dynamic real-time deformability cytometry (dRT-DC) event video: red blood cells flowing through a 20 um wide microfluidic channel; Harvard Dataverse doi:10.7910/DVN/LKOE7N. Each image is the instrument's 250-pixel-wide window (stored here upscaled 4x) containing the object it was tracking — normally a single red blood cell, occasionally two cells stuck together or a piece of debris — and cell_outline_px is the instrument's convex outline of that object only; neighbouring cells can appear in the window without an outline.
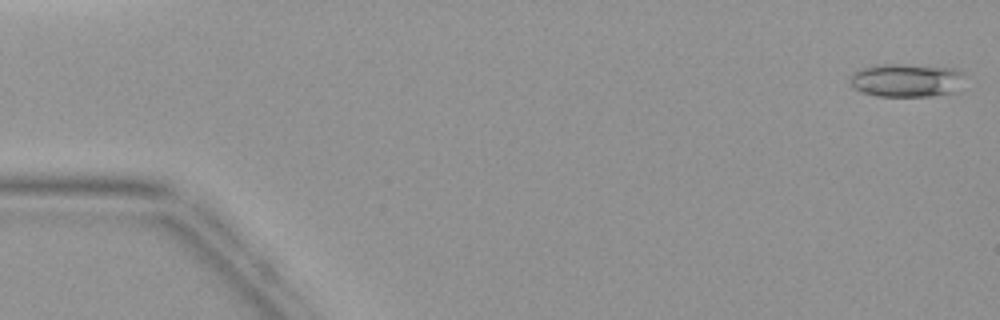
{"species": "common noctule bat (a hibernating species)", "species_latin": "Nyctalus noctula", "temperature_condition": "warm", "stored_images_in_passage": 4, "camera_frame_rate_fps": 3000, "um_per_image_px": 0.085, "animal": {"sex": "female", "body_mass_g": 19.9}, "frame": {"image": 1, "passage_image": 1, "time_ms": 0.0, "image_size_px": [1000, 320], "cell_outline_px": [[964, 76], [960, 92], [932, 96], [876, 96], [860, 92], [852, 88], [848, 76], [852, 72], [860, 68], [884, 64], [904, 64], [956, 68], [964, 72]], "centroid_in_image_um": [77.07, 6.83], "position_along_channel_um": 7.9, "area_um2": 23.0}}